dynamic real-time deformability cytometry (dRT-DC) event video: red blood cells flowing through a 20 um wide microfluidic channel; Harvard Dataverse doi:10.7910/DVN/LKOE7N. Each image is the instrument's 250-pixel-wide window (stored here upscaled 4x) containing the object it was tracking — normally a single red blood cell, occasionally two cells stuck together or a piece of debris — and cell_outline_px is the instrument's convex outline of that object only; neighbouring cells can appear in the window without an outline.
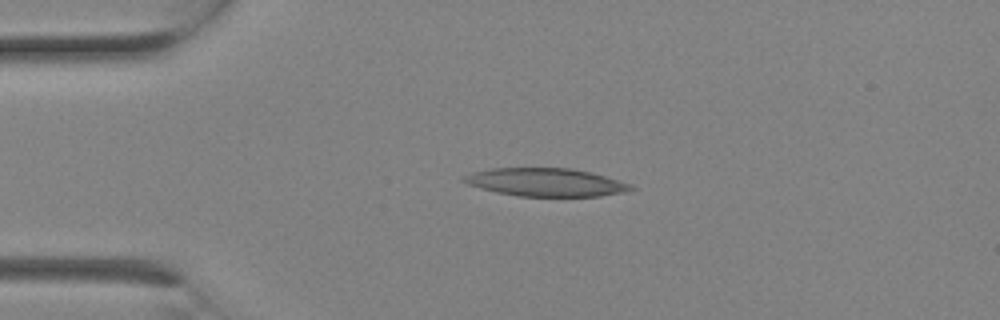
{"species": "Egyptian fruit bat (a non-hibernating species)", "species_latin": "Rousettus aegyptiacus", "temperature_condition": "room temperature", "stored_images_in_passage": 1, "camera_frame_rate_fps": 3000, "um_per_image_px": 0.085, "animal": {"sex": "female"}, "frame": {"image": 1, "passage_image": 1, "time_ms": 0.0, "image_size_px": [1000, 320], "cell_outline_px": [[636, 188], [624, 192], [600, 196], [516, 196], [496, 192], [480, 188], [468, 184], [460, 180], [464, 176], [472, 172], [488, 168], [572, 168], [604, 176], [628, 184]], "centroid_in_image_um": [46.32, 15.49], "position_along_channel_um": 38.7, "area_um2": 27.17}}